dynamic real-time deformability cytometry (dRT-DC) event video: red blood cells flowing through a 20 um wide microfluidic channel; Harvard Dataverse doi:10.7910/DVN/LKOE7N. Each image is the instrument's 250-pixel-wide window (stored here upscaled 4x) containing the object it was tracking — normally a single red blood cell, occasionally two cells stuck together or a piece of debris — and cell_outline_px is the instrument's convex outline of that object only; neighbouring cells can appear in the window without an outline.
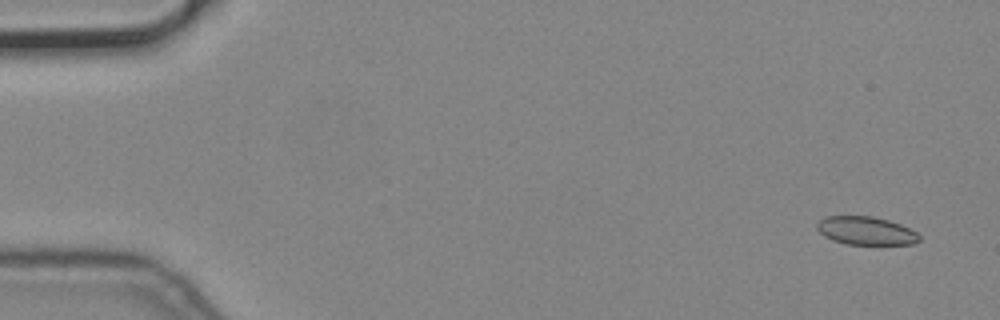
{"species": "common noctule bat (a hibernating species)", "species_latin": "Nyctalus noctula", "temperature_condition": "cold", "stored_images_in_passage": 4, "camera_frame_rate_fps": 3000, "um_per_image_px": 0.085, "animal": {"sex": "male", "body_mass_g": 19.2, "forearm_length_mm": 51.8}, "frame": {"image": 1, "passage_image": 1, "time_ms": 0.0, "image_size_px": [1000, 320], "cell_outline_px": [[920, 240], [912, 244], [848, 244], [832, 240], [824, 236], [816, 228], [816, 224], [820, 220], [828, 216], [872, 216], [888, 220], [900, 224], [916, 232], [920, 236]], "centroid_in_image_um": [73.59, 19.61], "position_along_channel_um": 11.4, "area_um2": 16.7}}